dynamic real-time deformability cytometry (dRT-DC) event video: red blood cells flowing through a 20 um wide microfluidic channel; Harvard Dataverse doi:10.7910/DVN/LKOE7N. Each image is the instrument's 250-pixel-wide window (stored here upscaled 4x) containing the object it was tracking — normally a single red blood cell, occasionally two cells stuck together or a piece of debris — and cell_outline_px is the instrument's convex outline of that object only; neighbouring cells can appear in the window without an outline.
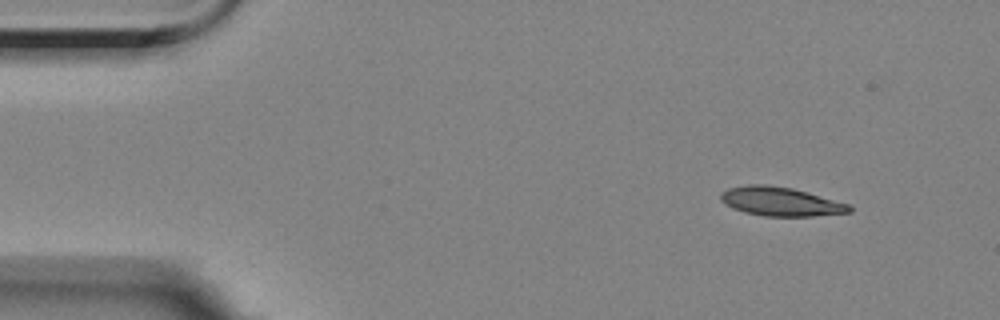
{"species": "Egyptian fruit bat (a non-hibernating species)", "species_latin": "Rousettus aegyptiacus", "temperature_condition": "room temperature", "stored_images_in_passage": 52, "camera_frame_rate_fps": 3000, "um_per_image_px": 0.085, "animal": {"sex": "female"}, "frame": {"image": 1, "passage_image": 1, "time_ms": 0.0, "image_size_px": [1000, 320], "cell_outline_px": [[852, 212], [812, 216], [764, 216], [744, 212], [732, 208], [724, 204], [720, 200], [720, 192], [728, 188], [748, 184], [764, 184], [792, 188], [808, 192], [848, 204], [852, 208]], "centroid_in_image_um": [66.3, 17.13], "position_along_channel_um": 18.7, "area_um2": 21.73}}
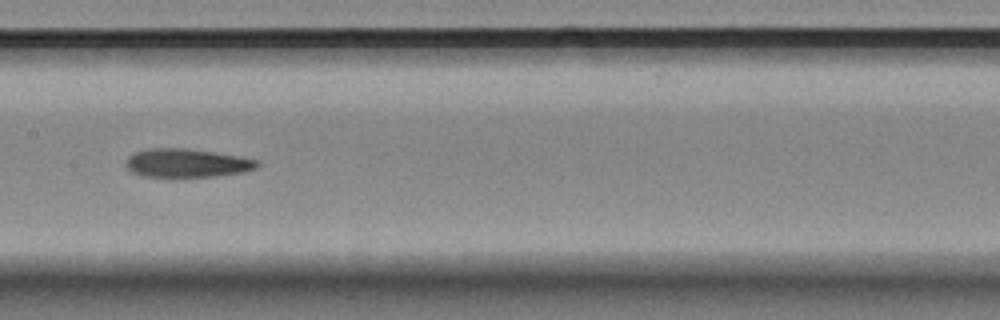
{"frame": {"image": 2, "passage_image": 23, "time_ms": 7.333, "image_size_px": [1000, 320], "cell_outline_px": [[260, 164], [256, 168], [244, 172], [216, 176], [140, 176], [132, 172], [124, 164], [128, 156], [136, 152], [148, 148], [188, 148], [260, 160]], "centroid_in_image_um": [15.87, 13.85], "position_along_channel_um": 191.5, "area_um2": 21.73}}
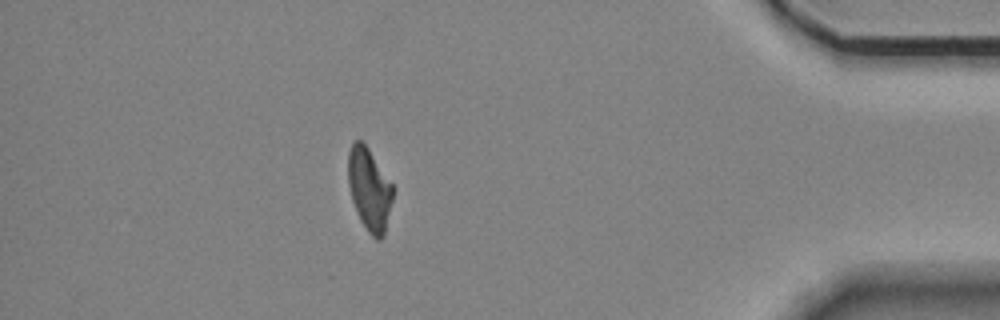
{"frame": {"image": 3, "passage_image": 45, "time_ms": 14.667, "image_size_px": [1000, 320], "cell_outline_px": [[392, 200], [384, 236], [380, 240], [376, 240], [368, 232], [360, 220], [356, 212], [352, 200], [348, 184], [348, 152], [352, 144], [356, 140], [360, 140], [368, 148], [392, 184]], "centroid_in_image_um": [31.38, 16.12], "position_along_channel_um": 403.8, "area_um2": 21.33}, "authors_computed_cell_mechanics": {"area_um2": 22.1952, "velocity_mm_per_s": 3.4928, "shape_relaxation_time_tau1_ms": 6.0233, "shape_relaxation_time_tau2_ms": 4.729, "deformation_change_tau1": 0.1844, "deformation_change_tau2": 0.1438}}